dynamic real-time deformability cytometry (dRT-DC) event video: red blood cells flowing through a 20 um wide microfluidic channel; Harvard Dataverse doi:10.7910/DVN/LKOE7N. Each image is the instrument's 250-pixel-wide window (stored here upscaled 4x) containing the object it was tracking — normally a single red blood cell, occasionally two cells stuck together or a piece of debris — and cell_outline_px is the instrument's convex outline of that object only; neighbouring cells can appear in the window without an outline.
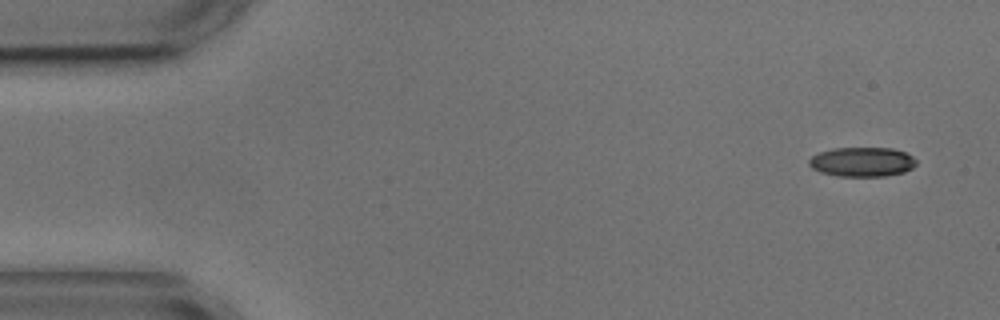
{"species": "common noctule bat (a hibernating species)", "species_latin": "Nyctalus noctula", "temperature_condition": "cold", "stored_images_in_passage": 6, "camera_frame_rate_fps": 3000, "um_per_image_px": 0.085, "animal": {"sex": "male", "body_mass_g": 17.9, "forearm_length_mm": 54.2}, "frame": {"image": 1, "passage_image": 1, "time_ms": 0.0, "image_size_px": [1000, 320], "cell_outline_px": [[916, 164], [912, 168], [904, 172], [884, 176], [836, 176], [820, 172], [812, 168], [808, 164], [808, 160], [812, 156], [820, 152], [832, 148], [892, 148], [904, 152], [912, 156], [916, 160]], "centroid_in_image_um": [73.26, 13.76], "position_along_channel_um": 11.7, "area_um2": 18.44}}
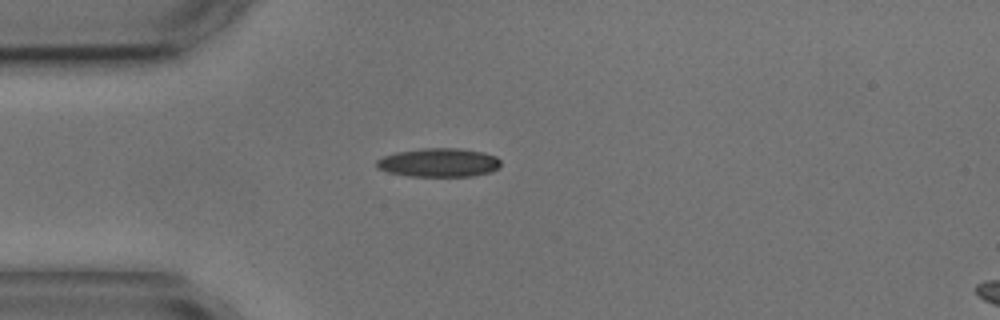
{"frame": {"image": 2, "passage_image": 4, "time_ms": 3.667, "image_size_px": [1000, 320], "cell_outline_px": [[500, 168], [492, 172], [472, 176], [408, 176], [388, 172], [376, 168], [376, 160], [384, 156], [396, 152], [424, 148], [460, 148], [484, 152], [496, 156], [500, 160]], "centroid_in_image_um": [37.32, 13.82], "position_along_channel_um": 47.7, "area_um2": 20.98}}